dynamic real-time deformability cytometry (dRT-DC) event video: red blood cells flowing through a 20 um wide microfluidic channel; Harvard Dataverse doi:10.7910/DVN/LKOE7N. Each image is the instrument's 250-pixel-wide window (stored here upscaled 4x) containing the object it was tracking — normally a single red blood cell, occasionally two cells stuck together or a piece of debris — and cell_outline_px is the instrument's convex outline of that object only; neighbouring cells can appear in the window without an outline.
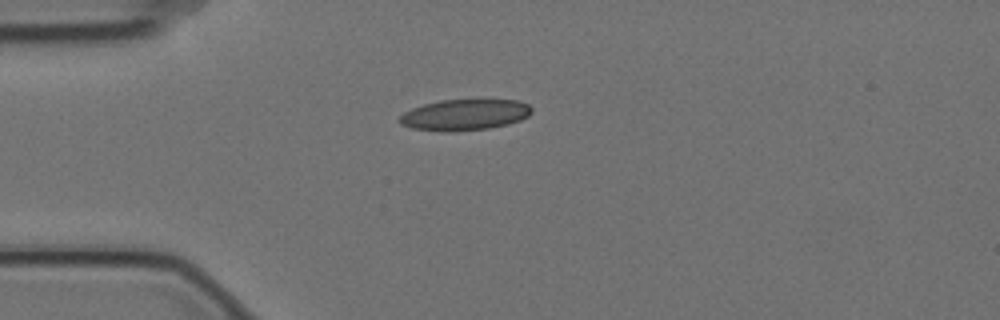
{"species": "Egyptian fruit bat (a non-hibernating species)", "species_latin": "Rousettus aegyptiacus", "temperature_condition": "cold", "stored_images_in_passage": 8, "camera_frame_rate_fps": 3000, "um_per_image_px": 0.085, "animal": {"sex": "female"}, "frame": {"image": 1, "passage_image": 1, "time_ms": 0.0, "image_size_px": [1000, 320], "cell_outline_px": [[532, 112], [528, 116], [520, 120], [508, 124], [488, 128], [448, 132], [444, 132], [412, 128], [400, 124], [400, 116], [404, 112], [412, 108], [424, 104], [440, 100], [520, 100], [528, 104], [532, 108]], "centroid_in_image_um": [39.51, 9.75], "position_along_channel_um": 45.5, "area_um2": 23.87}}
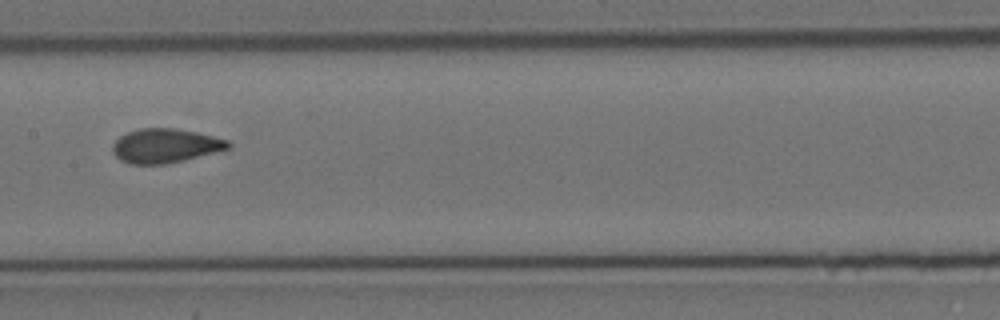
{"frame": {"image": 2, "passage_image": 5, "time_ms": 1.333, "image_size_px": [1000, 320], "cell_outline_px": [[232, 148], [184, 160], [164, 164], [128, 164], [120, 160], [112, 152], [112, 144], [120, 136], [128, 132], [140, 128], [176, 128], [196, 132], [228, 140], [232, 144]], "centroid_in_image_um": [14.05, 12.39], "position_along_channel_um": 193.4, "area_um2": 23.12}}
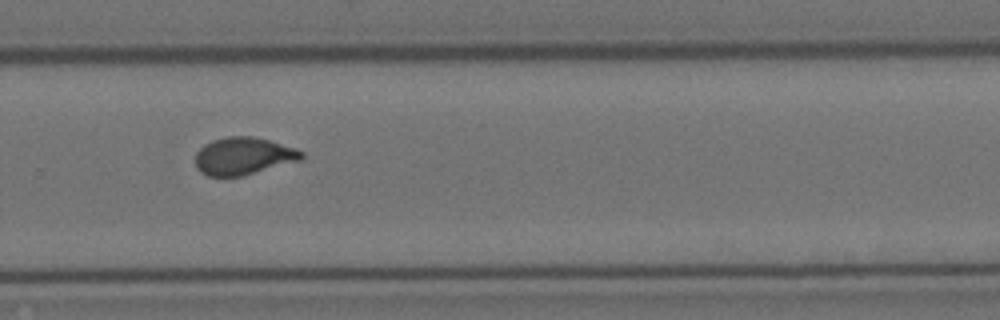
{"frame": {"image": 3, "passage_image": 8, "time_ms": 2.333, "image_size_px": [1000, 320], "cell_outline_px": [[304, 160], [240, 176], [208, 176], [200, 172], [196, 168], [196, 152], [204, 144], [212, 140], [228, 136], [252, 136], [268, 140], [296, 148], [304, 152]], "centroid_in_image_um": [20.71, 13.26], "position_along_channel_um": 309.1, "area_um2": 23.29}}